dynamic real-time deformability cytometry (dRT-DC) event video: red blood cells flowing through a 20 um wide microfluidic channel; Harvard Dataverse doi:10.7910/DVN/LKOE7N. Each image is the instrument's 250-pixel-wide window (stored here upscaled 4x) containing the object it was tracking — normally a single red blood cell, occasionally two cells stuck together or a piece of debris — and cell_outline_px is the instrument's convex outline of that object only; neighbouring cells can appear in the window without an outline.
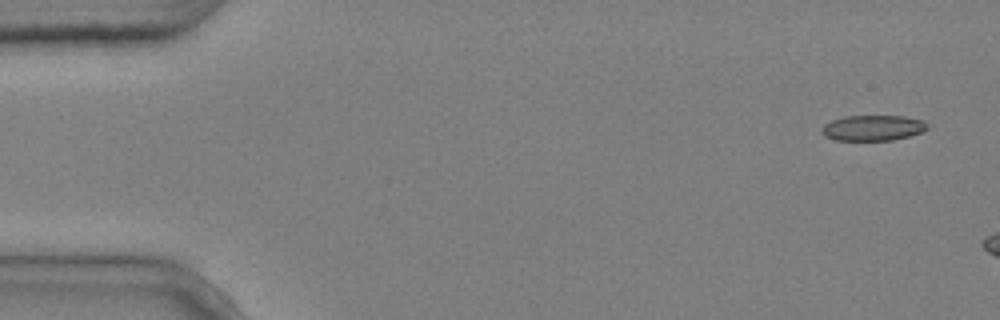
{"species": "common noctule bat (a hibernating species)", "species_latin": "Nyctalus noctula", "temperature_condition": "cold", "stored_images_in_passage": 3, "camera_frame_rate_fps": 3000, "um_per_image_px": 0.085, "animal": {"sex": "male", "body_mass_g": 20.4}, "frame": {"image": 1, "passage_image": 1, "time_ms": 0.0, "image_size_px": [1000, 320], "cell_outline_px": [[928, 128], [920, 132], [908, 136], [892, 140], [836, 140], [824, 136], [824, 124], [832, 120], [844, 116], [904, 116], [924, 120], [928, 124]], "centroid_in_image_um": [74.23, 10.86], "position_along_channel_um": 10.8, "area_um2": 15.55}}